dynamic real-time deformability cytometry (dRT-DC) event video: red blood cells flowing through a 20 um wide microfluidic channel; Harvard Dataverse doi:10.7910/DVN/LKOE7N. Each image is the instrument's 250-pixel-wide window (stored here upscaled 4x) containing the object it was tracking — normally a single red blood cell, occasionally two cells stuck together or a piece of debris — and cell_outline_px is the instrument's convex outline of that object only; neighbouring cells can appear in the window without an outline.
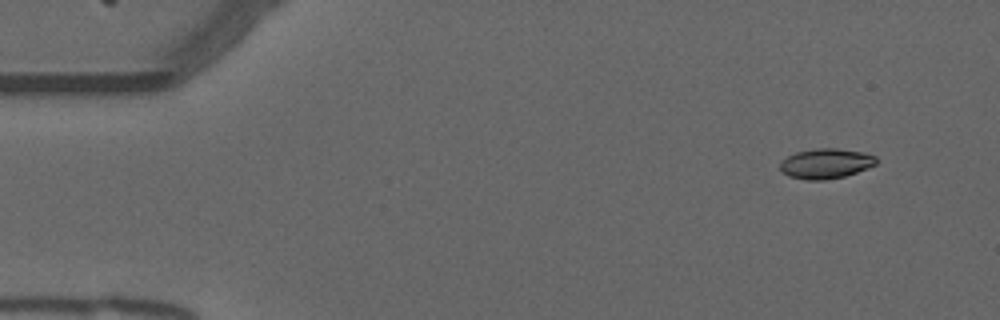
{"species": "common noctule bat (a hibernating species)", "species_latin": "Nyctalus noctula", "temperature_condition": "warm", "stored_images_in_passage": 51, "camera_frame_rate_fps": 3000, "um_per_image_px": 0.085, "animal": {"sex": "male", "forearm_length_mm": 52.5}, "frame": {"image": 1, "passage_image": 1, "time_ms": 0.0, "image_size_px": [1000, 320], "cell_outline_px": [[876, 164], [868, 168], [844, 176], [824, 180], [804, 180], [788, 176], [780, 168], [780, 164], [788, 156], [796, 152], [816, 148], [836, 148], [864, 152], [876, 156]], "centroid_in_image_um": [70.21, 13.9], "position_along_channel_um": 14.8, "area_um2": 16.76}}
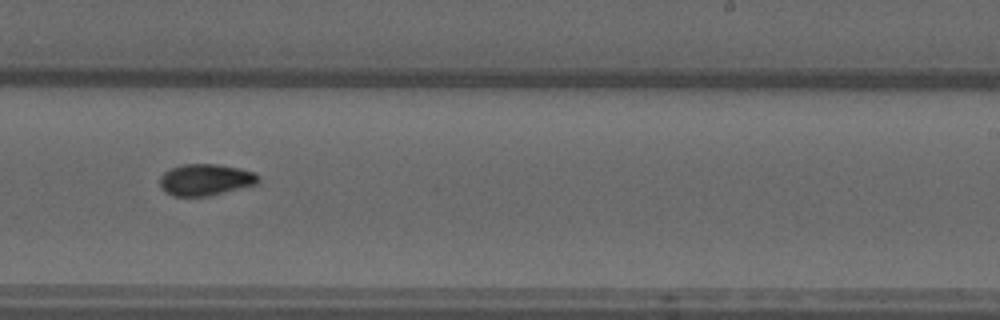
{"frame": {"image": 2, "passage_image": 30, "time_ms": 9.667, "image_size_px": [1000, 320], "cell_outline_px": [[260, 180], [256, 184], [208, 196], [172, 196], [164, 192], [160, 184], [160, 176], [164, 172], [172, 168], [184, 164], [216, 164], [240, 168], [256, 172], [260, 176]], "centroid_in_image_um": [17.48, 15.27], "position_along_channel_um": 271.5, "area_um2": 18.15}}
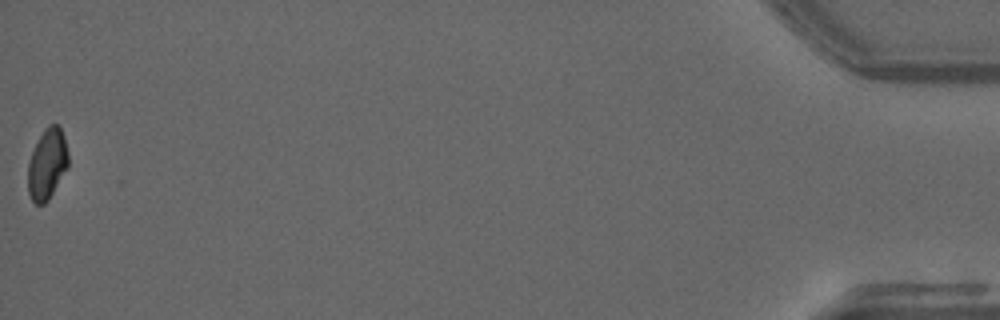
{"frame": {"image": 3, "passage_image": 51, "time_ms": 16.667, "image_size_px": [1000, 320], "cell_outline_px": [[68, 168], [48, 200], [44, 204], [36, 204], [32, 200], [28, 192], [28, 164], [32, 152], [44, 128], [48, 124], [56, 124], [60, 128], [64, 136], [68, 152]], "centroid_in_image_um": [4.02, 13.95], "position_along_channel_um": 431.2, "area_um2": 16.59}, "authors_computed_cell_mechanics": {"area_um2": 17.4556, "velocity_mm_per_s": 3.7652, "shape_relaxation_time_tau1_ms": 6.125, "shape_relaxation_time_tau2_ms": null, "deformation_change_tau1": 0.1733, "deformation_change_tau2": null}}